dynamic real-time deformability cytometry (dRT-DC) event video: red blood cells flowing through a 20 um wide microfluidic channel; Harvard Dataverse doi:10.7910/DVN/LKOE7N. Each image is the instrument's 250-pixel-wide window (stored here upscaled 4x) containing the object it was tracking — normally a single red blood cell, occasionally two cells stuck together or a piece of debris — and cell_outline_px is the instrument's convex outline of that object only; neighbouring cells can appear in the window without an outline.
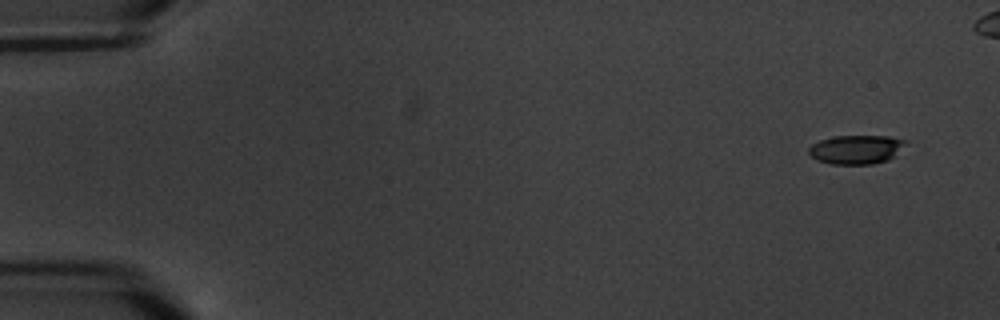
{"species": "common noctule bat (a hibernating species)", "species_latin": "Nyctalus noctula", "temperature_condition": "warm", "stored_images_in_passage": 6, "camera_frame_rate_fps": 3000, "um_per_image_px": 0.085, "animal": {"sex": "male", "body_mass_g": 20.1, "forearm_length_mm": 53.5}, "frame": {"image": 1, "passage_image": 1, "time_ms": 0.0, "image_size_px": [1000, 320], "cell_outline_px": [[908, 144], [888, 160], [872, 164], [832, 164], [816, 160], [808, 152], [808, 148], [812, 144], [820, 140], [832, 136], [892, 136], [908, 140]], "centroid_in_image_um": [72.8, 12.69], "position_along_channel_um": 12.2, "area_um2": 16.53}}